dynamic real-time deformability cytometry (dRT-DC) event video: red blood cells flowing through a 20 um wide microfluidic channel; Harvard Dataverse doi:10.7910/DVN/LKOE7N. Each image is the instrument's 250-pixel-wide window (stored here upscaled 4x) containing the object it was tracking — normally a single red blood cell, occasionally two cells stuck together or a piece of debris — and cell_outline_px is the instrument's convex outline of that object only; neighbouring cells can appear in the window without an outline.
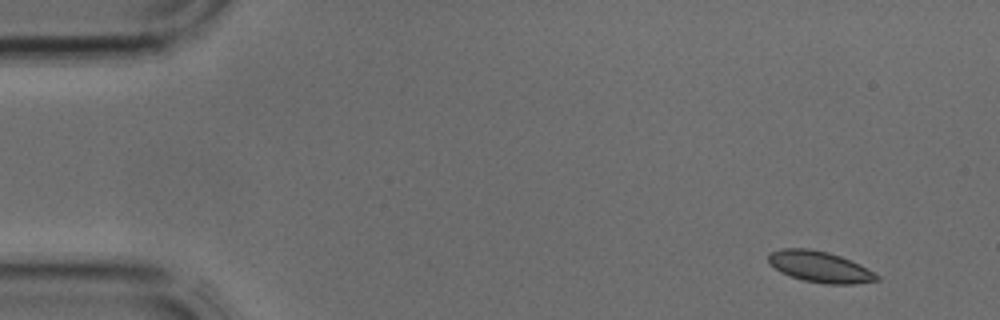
{"species": "common noctule bat (a hibernating species)", "species_latin": "Nyctalus noctula", "temperature_condition": "cold", "stored_images_in_passage": 3, "camera_frame_rate_fps": 3000, "um_per_image_px": 0.085, "animal": {"sex": "male", "body_mass_g": 17.9, "forearm_length_mm": 54.2}, "frame": {"image": 1, "passage_image": 1, "time_ms": 0.0, "image_size_px": [1000, 320], "cell_outline_px": [[880, 280], [852, 284], [828, 284], [804, 280], [780, 272], [768, 260], [768, 256], [772, 252], [784, 248], [808, 248], [828, 252], [840, 256], [860, 264], [868, 268], [880, 276]], "centroid_in_image_um": [69.74, 22.68], "position_along_channel_um": 15.3, "area_um2": 19.42}}